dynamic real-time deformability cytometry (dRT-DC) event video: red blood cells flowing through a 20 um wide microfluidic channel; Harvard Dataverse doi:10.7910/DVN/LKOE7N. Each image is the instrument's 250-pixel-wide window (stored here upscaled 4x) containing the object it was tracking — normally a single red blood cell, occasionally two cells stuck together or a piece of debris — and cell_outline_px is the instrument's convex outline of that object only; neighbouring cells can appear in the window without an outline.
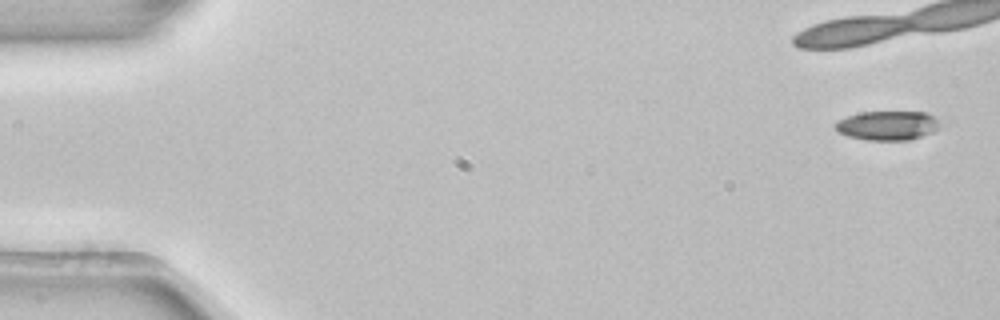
{"species": "common noctule bat (a hibernating species)", "species_latin": "Nyctalus noctula", "temperature_condition": "room temperature", "stored_images_in_passage": 5, "camera_frame_rate_fps": 3000, "um_per_image_px": 0.085, "animal": {"sex": "female", "body_mass_g": 22.7, "forearm_length_mm": 54.2}, "frame": {"image": 1, "passage_image": 1, "time_ms": 0.0, "image_size_px": [1000, 320], "cell_outline_px": [[940, 128], [932, 132], [908, 140], [868, 140], [848, 136], [836, 132], [832, 124], [836, 120], [860, 112], [928, 112], [936, 116], [940, 124]], "centroid_in_image_um": [75.41, 10.66], "position_along_channel_um": 9.6, "area_um2": 18.09}}
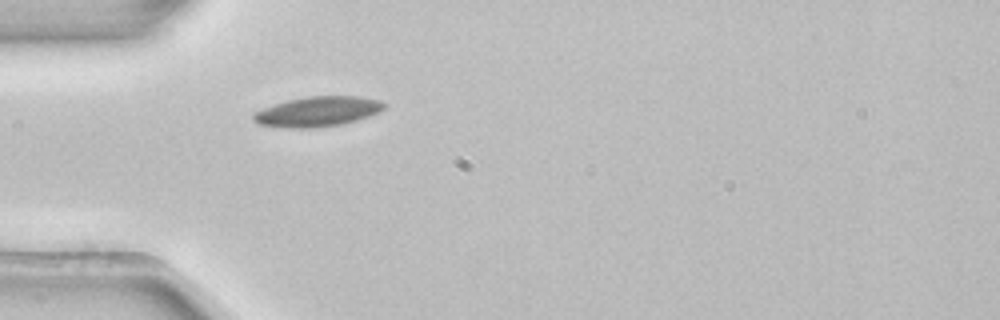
{"frame": {"image": 2, "passage_image": 5, "time_ms": 1.333, "image_size_px": [1000, 320], "cell_outline_px": [[388, 104], [380, 112], [344, 124], [312, 128], [284, 128], [256, 124], [252, 120], [252, 112], [288, 100], [304, 96], [360, 96], [380, 100]], "centroid_in_image_um": [26.99, 9.48], "position_along_channel_um": 58.0, "area_um2": 23.18}}